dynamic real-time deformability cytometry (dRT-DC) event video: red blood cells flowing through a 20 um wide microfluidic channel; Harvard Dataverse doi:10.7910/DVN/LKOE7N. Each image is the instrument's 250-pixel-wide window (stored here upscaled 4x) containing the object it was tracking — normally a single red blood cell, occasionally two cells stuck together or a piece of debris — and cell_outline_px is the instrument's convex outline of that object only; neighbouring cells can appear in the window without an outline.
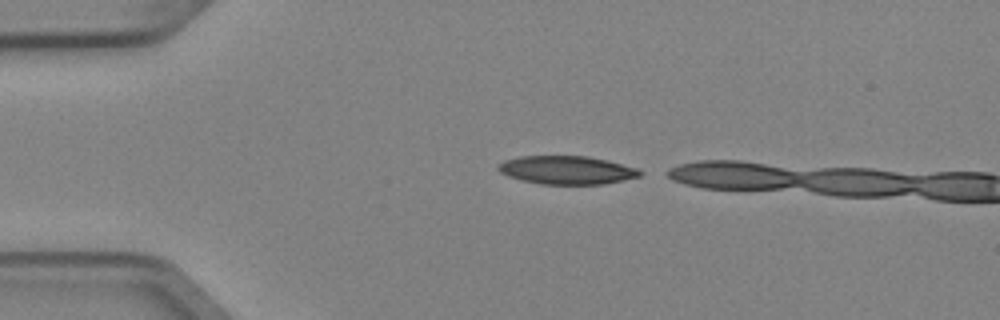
{"species": "Egyptian fruit bat (a non-hibernating species)", "species_latin": "Rousettus aegyptiacus", "temperature_condition": "cold", "stored_images_in_passage": 2, "camera_frame_rate_fps": 3000, "um_per_image_px": 0.085, "animal": {"sex": "female"}, "frame": {"image": 1, "passage_image": 1, "time_ms": 0.0, "image_size_px": [1000, 320], "cell_outline_px": [[644, 172], [640, 176], [624, 180], [604, 184], [540, 184], [508, 176], [500, 172], [496, 168], [496, 164], [504, 160], [520, 156], [588, 156], [608, 160], [636, 168]], "centroid_in_image_um": [48.17, 14.45], "position_along_channel_um": 36.8, "area_um2": 23.47}}